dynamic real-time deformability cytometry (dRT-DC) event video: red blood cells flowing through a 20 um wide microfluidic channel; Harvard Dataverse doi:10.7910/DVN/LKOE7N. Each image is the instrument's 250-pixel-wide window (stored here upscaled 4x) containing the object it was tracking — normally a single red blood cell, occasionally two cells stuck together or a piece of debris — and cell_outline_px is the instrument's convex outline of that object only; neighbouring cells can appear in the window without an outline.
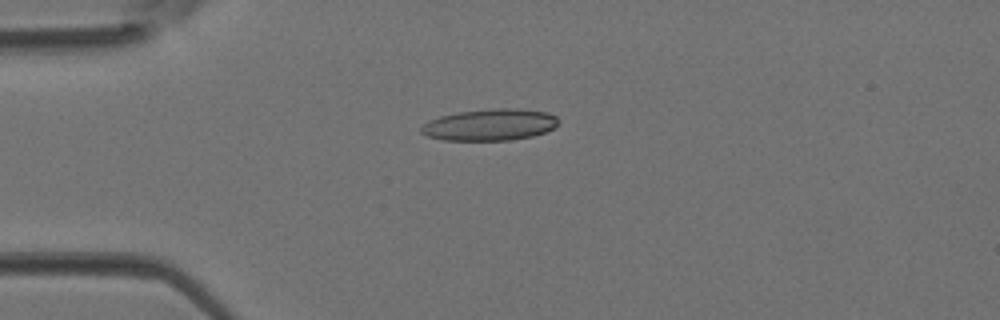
{"species": "Egyptian fruit bat (a non-hibernating species)", "species_latin": "Rousettus aegyptiacus", "temperature_condition": "room temperature", "stored_images_in_passage": 3, "camera_frame_rate_fps": 3000, "um_per_image_px": 0.085, "animal": {"sex": "female"}, "frame": {"image": 1, "passage_image": 3, "time_ms": 0.667, "image_size_px": [1000, 320], "cell_outline_px": [[560, 120], [552, 128], [544, 132], [532, 136], [512, 140], [444, 140], [428, 136], [420, 132], [420, 128], [428, 120], [440, 116], [460, 112], [492, 108], [516, 108], [548, 112], [556, 116]], "centroid_in_image_um": [41.64, 10.6], "position_along_channel_um": 43.4, "area_um2": 25.26}}